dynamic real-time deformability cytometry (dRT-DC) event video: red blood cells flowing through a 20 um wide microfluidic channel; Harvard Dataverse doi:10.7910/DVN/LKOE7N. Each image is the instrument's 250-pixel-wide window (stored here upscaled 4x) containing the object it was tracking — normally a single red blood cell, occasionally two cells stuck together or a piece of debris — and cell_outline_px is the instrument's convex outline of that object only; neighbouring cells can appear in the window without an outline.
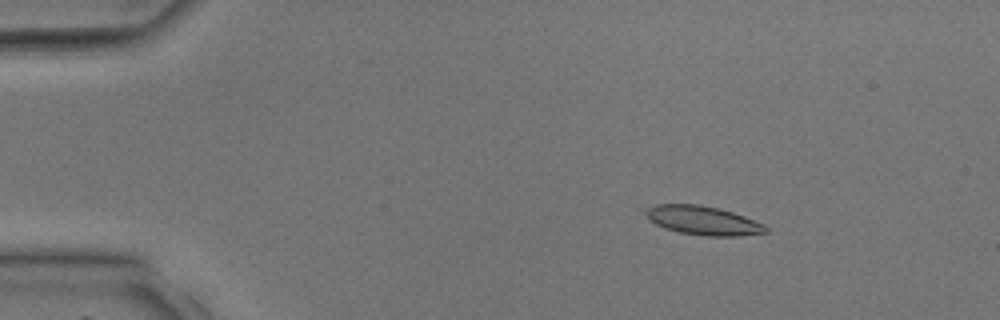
{"species": "common noctule bat (a hibernating species)", "species_latin": "Nyctalus noctula", "temperature_condition": "room temperature", "stored_images_in_passage": 18, "camera_frame_rate_fps": 3000, "um_per_image_px": 0.085, "animal": {"sex": "male", "body_mass_g": 17.9, "forearm_length_mm": 54.2}, "frame": {"image": 1, "passage_image": 7, "time_ms": 2.0, "image_size_px": [1000, 320], "cell_outline_px": [[768, 232], [740, 236], [704, 236], [680, 232], [664, 228], [656, 224], [636, 208], [656, 204], [700, 204], [720, 208], [744, 216], [764, 224], [768, 228]], "centroid_in_image_um": [59.67, 18.72], "position_along_channel_um": 25.3, "area_um2": 20.69}}
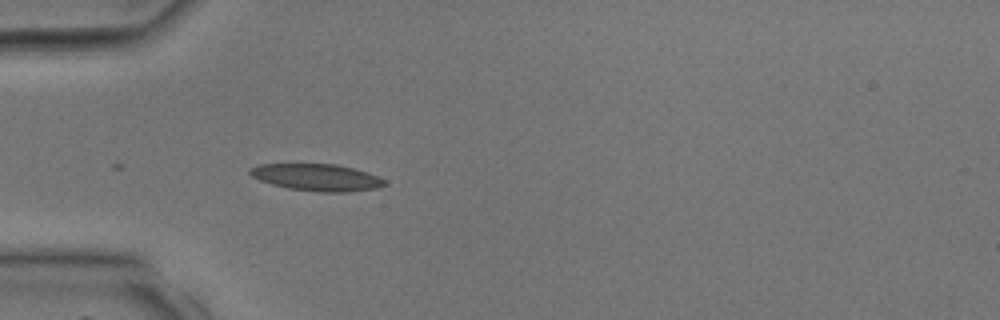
{"frame": {"image": 2, "passage_image": 13, "time_ms": 4.0, "image_size_px": [1000, 320], "cell_outline_px": [[388, 184], [380, 188], [348, 192], [320, 192], [288, 188], [272, 184], [260, 180], [252, 176], [248, 172], [252, 168], [260, 164], [336, 164], [368, 172], [384, 180]], "centroid_in_image_um": [26.97, 15.08], "position_along_channel_um": 58.0, "area_um2": 21.04}}
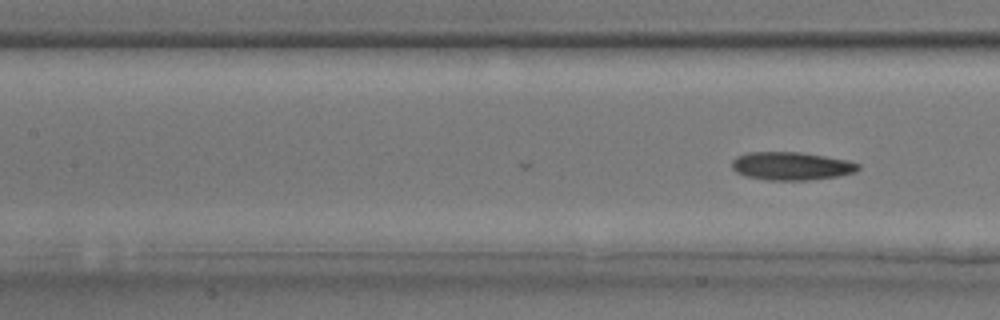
{"frame": {"image": 3, "passage_image": 18, "time_ms": 5.667, "image_size_px": [1000, 320], "cell_outline_px": [[860, 168], [856, 172], [840, 176], [808, 180], [768, 180], [748, 176], [736, 172], [732, 168], [732, 160], [736, 156], [748, 152], [800, 152], [848, 160], [860, 164]], "centroid_in_image_um": [67.28, 14.11], "position_along_channel_um": 140.1, "area_um2": 20.75}}